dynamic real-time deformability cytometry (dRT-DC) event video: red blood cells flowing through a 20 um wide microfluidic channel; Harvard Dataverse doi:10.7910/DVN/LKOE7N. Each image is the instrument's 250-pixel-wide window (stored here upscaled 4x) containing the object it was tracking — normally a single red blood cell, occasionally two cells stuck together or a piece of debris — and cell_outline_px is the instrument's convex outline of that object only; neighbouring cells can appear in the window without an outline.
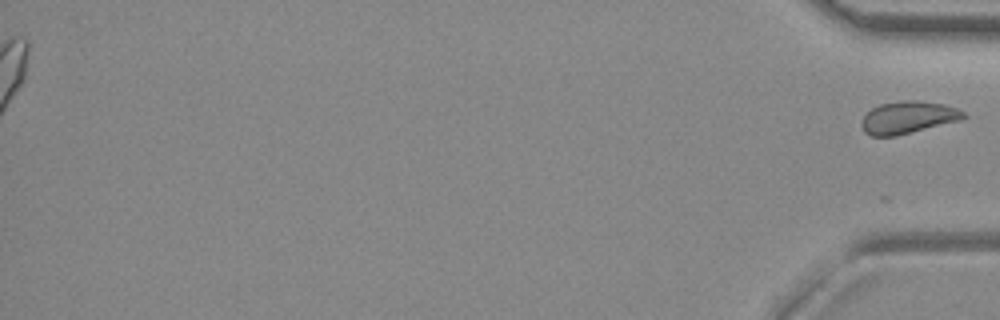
{"species": "common noctule bat (a hibernating species)", "species_latin": "Nyctalus noctula", "temperature_condition": "room temperature", "stored_images_in_passage": 54, "segment_of_instrument_passage": [2, 2], "camera_frame_rate_fps": 3000, "um_per_image_px": 0.085, "animal": {"sex": "female", "body_mass_g": 29.2, "forearm_length_mm": 56.3}, "frame": {"image": 1, "passage_image": 54, "time_ms": 17.667, "image_size_px": [1000, 320], "cell_outline_px": [[968, 116], [960, 120], [896, 136], [872, 136], [864, 132], [860, 124], [860, 120], [872, 108], [880, 104], [904, 100], [916, 100], [944, 104], [956, 108], [964, 112]], "centroid_in_image_um": [77.16, 9.98], "position_along_channel_um": 358.0, "area_um2": 19.19}}